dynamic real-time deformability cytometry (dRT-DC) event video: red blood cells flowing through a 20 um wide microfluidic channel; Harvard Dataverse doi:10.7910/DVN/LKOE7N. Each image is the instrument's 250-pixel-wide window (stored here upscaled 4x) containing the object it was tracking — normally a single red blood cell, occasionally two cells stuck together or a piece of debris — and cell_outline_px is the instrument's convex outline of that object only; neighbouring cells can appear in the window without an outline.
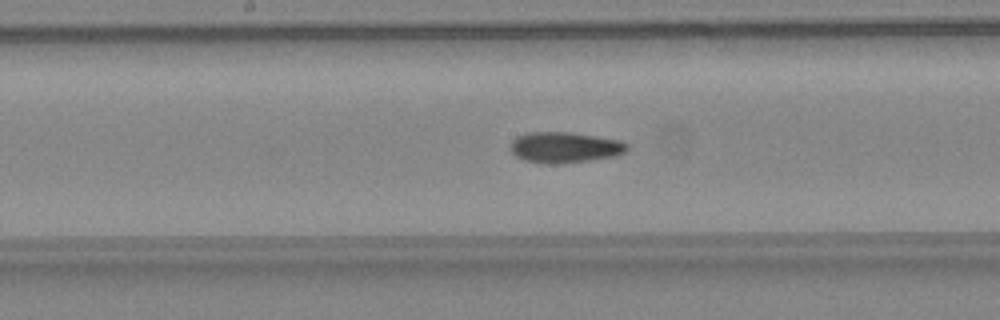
{"species": "common noctule bat (a hibernating species)", "species_latin": "Nyctalus noctula", "temperature_condition": "warm", "stored_images_in_passage": 34, "camera_frame_rate_fps": 3000, "um_per_image_px": 0.085, "animal": {"sex": "female", "body_mass_g": 24.6, "forearm_length_mm": 56.2}, "frame": {"image": 1, "passage_image": 18, "time_ms": 5.667, "image_size_px": [1000, 320], "cell_outline_px": [[628, 148], [624, 152], [612, 156], [588, 160], [552, 164], [548, 164], [524, 160], [516, 156], [512, 152], [512, 140], [516, 136], [528, 132], [568, 132], [620, 140], [628, 144]], "centroid_in_image_um": [47.97, 12.52], "position_along_channel_um": 200.2, "area_um2": 20.58}}
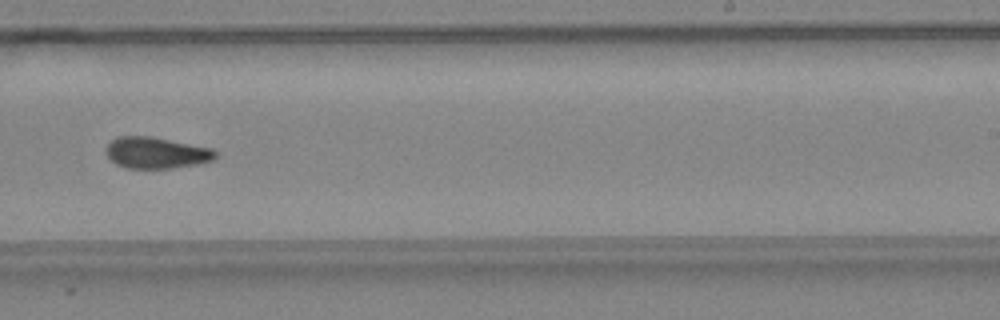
{"frame": {"image": 2, "passage_image": 23, "time_ms": 7.333, "image_size_px": [1000, 320], "cell_outline_px": [[216, 156], [212, 160], [196, 164], [172, 168], [124, 168], [116, 164], [104, 152], [104, 148], [116, 136], [152, 136], [212, 148], [216, 152]], "centroid_in_image_um": [13.24, 12.98], "position_along_channel_um": 275.8, "area_um2": 20.06}}
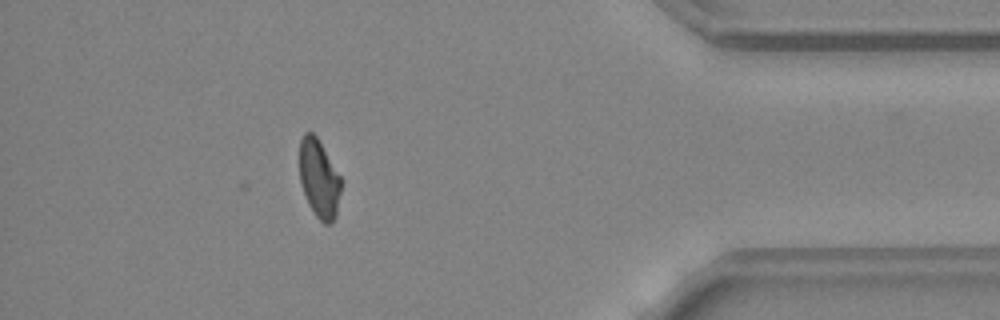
{"frame": {"image": 3, "passage_image": 34, "time_ms": 11.0, "image_size_px": [1000, 320], "cell_outline_px": [[340, 192], [336, 216], [332, 224], [324, 224], [316, 216], [308, 204], [300, 180], [300, 140], [304, 132], [312, 132], [316, 136], [340, 176]], "centroid_in_image_um": [27.11, 15.21], "position_along_channel_um": 408.1, "area_um2": 18.67}, "authors_computed_cell_mechanics": {"area_um2": 20.0566, "velocity_mm_per_s": 4.5532, "shape_relaxation_time_tau1_ms": null, "shape_relaxation_time_tau2_ms": 3.2221, "deformation_change_tau1": null, "deformation_change_tau2": 0.0948}}